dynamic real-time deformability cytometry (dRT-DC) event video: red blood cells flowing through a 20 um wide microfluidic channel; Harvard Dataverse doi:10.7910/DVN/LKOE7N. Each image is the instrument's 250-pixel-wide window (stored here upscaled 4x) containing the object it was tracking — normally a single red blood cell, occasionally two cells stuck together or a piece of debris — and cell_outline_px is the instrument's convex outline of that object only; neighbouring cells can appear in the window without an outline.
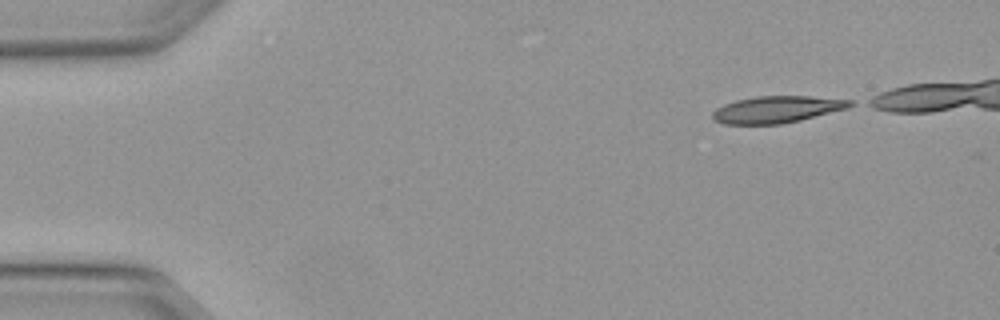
{"species": "Egyptian fruit bat (a non-hibernating species)", "species_latin": "Rousettus aegyptiacus", "temperature_condition": "warm", "stored_images_in_passage": 39, "camera_frame_rate_fps": 3000, "um_per_image_px": 0.085, "animal": {"sex": "female"}, "frame": {"image": 1, "passage_image": 1, "time_ms": 0.0, "image_size_px": [1000, 320], "cell_outline_px": [[856, 104], [848, 108], [800, 120], [780, 124], [724, 124], [712, 120], [712, 112], [716, 108], [724, 104], [736, 100], [756, 96], [812, 96], [856, 100]], "centroid_in_image_um": [66.06, 9.29], "position_along_channel_um": 18.9, "area_um2": 21.73}}
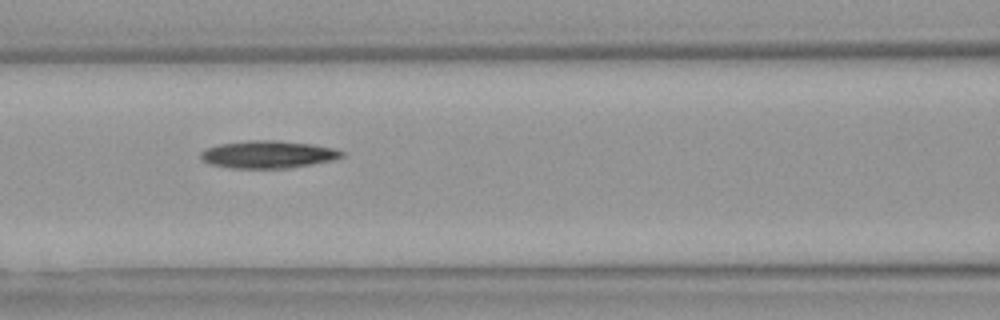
{"frame": {"image": 2, "passage_image": 17, "time_ms": 5.333, "image_size_px": [1000, 320], "cell_outline_px": [[344, 156], [336, 160], [288, 168], [232, 168], [208, 164], [200, 160], [200, 152], [208, 148], [220, 144], [248, 140], [276, 140], [312, 144], [336, 148], [344, 152]], "centroid_in_image_um": [22.8, 13.13], "position_along_channel_um": 143.8, "area_um2": 22.83}}
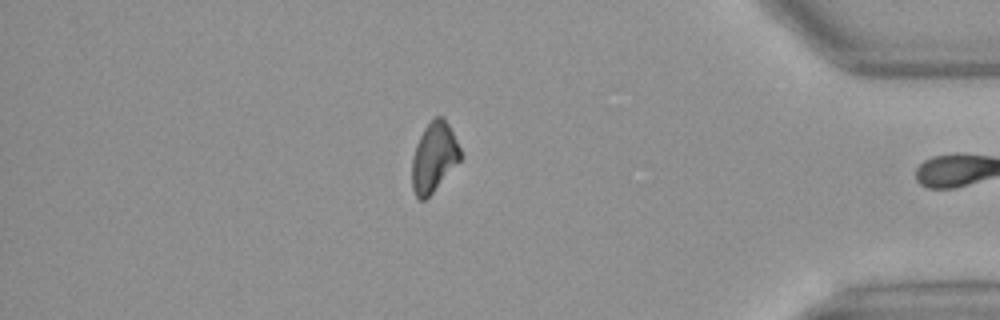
{"frame": {"image": 3, "passage_image": 38, "time_ms": 12.333, "image_size_px": [1000, 320], "cell_outline_px": [[460, 160], [432, 192], [424, 200], [420, 200], [416, 196], [412, 188], [412, 156], [416, 144], [424, 128], [436, 116], [444, 116], [460, 148]], "centroid_in_image_um": [36.86, 13.35], "position_along_channel_um": 398.3, "area_um2": 19.25}}